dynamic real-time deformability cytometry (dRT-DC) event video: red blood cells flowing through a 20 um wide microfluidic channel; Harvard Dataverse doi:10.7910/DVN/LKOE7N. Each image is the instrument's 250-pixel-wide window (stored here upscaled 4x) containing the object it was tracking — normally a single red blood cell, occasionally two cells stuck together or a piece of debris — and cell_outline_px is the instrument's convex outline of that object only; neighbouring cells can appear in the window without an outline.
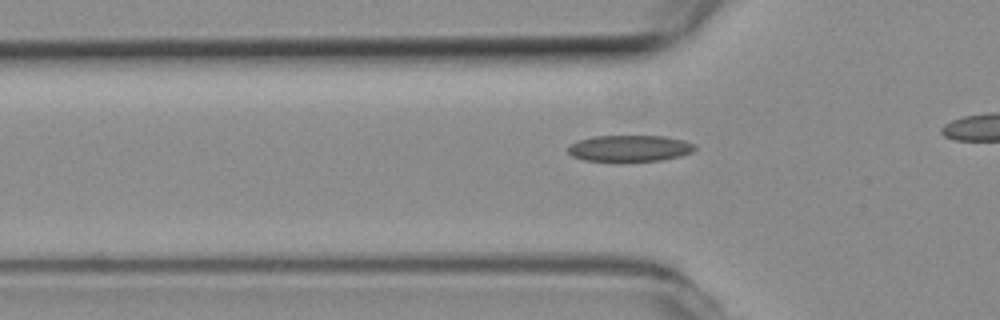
{"species": "common noctule bat (a hibernating species)", "species_latin": "Nyctalus noctula", "temperature_condition": "room temperature", "stored_images_in_passage": 37, "camera_frame_rate_fps": 3000, "um_per_image_px": 0.085, "animal": {"sex": "female", "body_mass_g": 19.3, "forearm_length_mm": 54.1}, "frame": {"image": 1, "passage_image": 12, "time_ms": 3.667, "image_size_px": [1000, 320], "cell_outline_px": [[696, 148], [692, 152], [680, 156], [660, 160], [584, 160], [572, 156], [568, 152], [568, 144], [576, 140], [592, 136], [664, 136], [684, 140], [696, 144]], "centroid_in_image_um": [53.51, 12.58], "position_along_channel_um": 72.3, "area_um2": 19.36}}
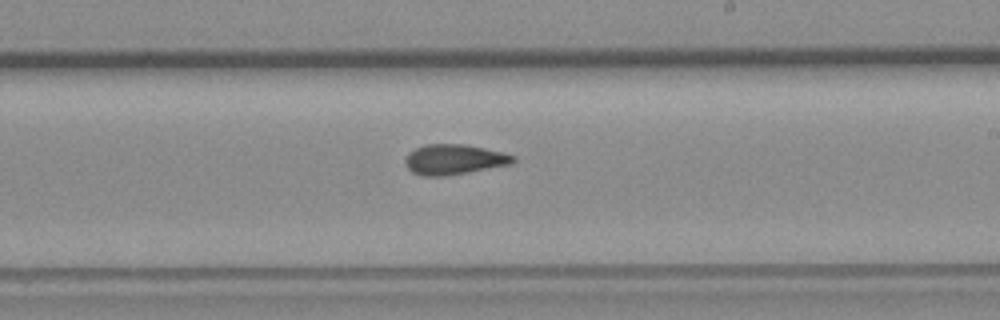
{"frame": {"image": 2, "passage_image": 26, "time_ms": 8.333, "image_size_px": [1000, 320], "cell_outline_px": [[516, 160], [512, 164], [468, 172], [444, 176], [424, 176], [412, 172], [404, 164], [404, 160], [408, 152], [416, 148], [428, 144], [464, 144], [484, 148], [516, 156]], "centroid_in_image_um": [38.58, 13.55], "position_along_channel_um": 250.4, "area_um2": 18.96}}
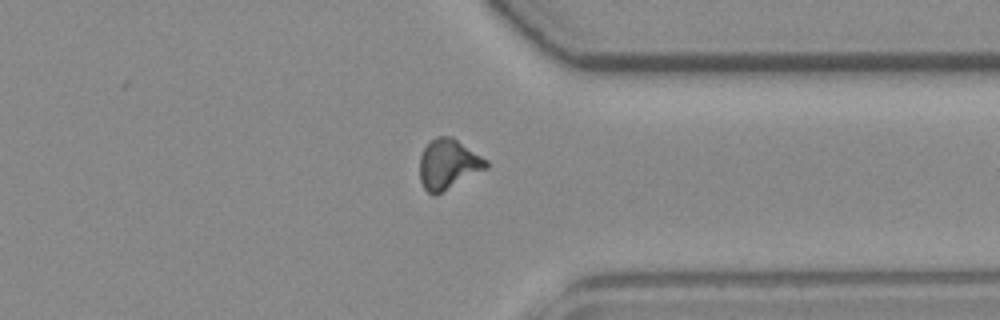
{"frame": {"image": 3, "passage_image": 36, "time_ms": 11.667, "image_size_px": [1000, 320], "cell_outline_px": [[488, 168], [436, 196], [432, 196], [424, 188], [420, 180], [420, 156], [424, 148], [436, 136], [452, 136], [488, 160]], "centroid_in_image_um": [38.11, 13.98], "position_along_channel_um": 373.3, "area_um2": 19.54}}